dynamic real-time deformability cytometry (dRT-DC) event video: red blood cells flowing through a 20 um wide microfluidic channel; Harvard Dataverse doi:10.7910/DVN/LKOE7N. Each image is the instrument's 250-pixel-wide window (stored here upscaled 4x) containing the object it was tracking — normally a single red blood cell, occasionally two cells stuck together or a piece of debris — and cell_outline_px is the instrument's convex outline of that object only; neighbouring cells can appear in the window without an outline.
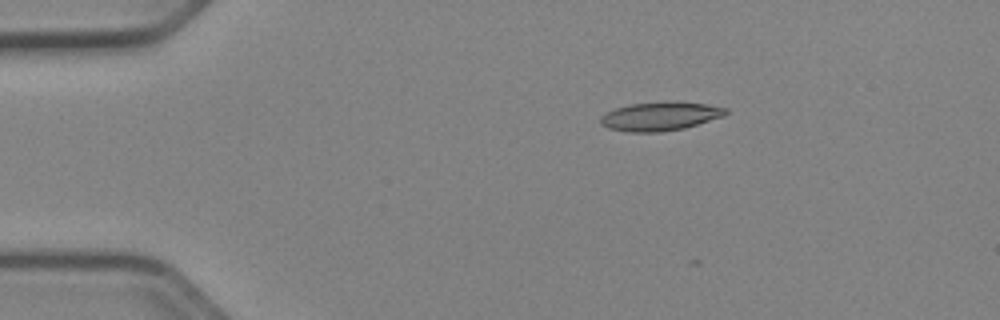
{"species": "Egyptian fruit bat (a non-hibernating species)", "species_latin": "Rousettus aegyptiacus", "temperature_condition": "cold", "stored_images_in_passage": 14, "camera_frame_rate_fps": 3000, "um_per_image_px": 0.085, "animal": {"sex": "female"}, "frame": {"image": 1, "passage_image": 10, "time_ms": 3.0, "image_size_px": [1000, 320], "cell_outline_px": [[728, 112], [724, 116], [684, 128], [660, 132], [628, 132], [608, 128], [600, 124], [600, 116], [616, 108], [632, 104], [708, 104], [728, 108]], "centroid_in_image_um": [56.09, 9.93], "position_along_channel_um": 28.9, "area_um2": 20.06}}